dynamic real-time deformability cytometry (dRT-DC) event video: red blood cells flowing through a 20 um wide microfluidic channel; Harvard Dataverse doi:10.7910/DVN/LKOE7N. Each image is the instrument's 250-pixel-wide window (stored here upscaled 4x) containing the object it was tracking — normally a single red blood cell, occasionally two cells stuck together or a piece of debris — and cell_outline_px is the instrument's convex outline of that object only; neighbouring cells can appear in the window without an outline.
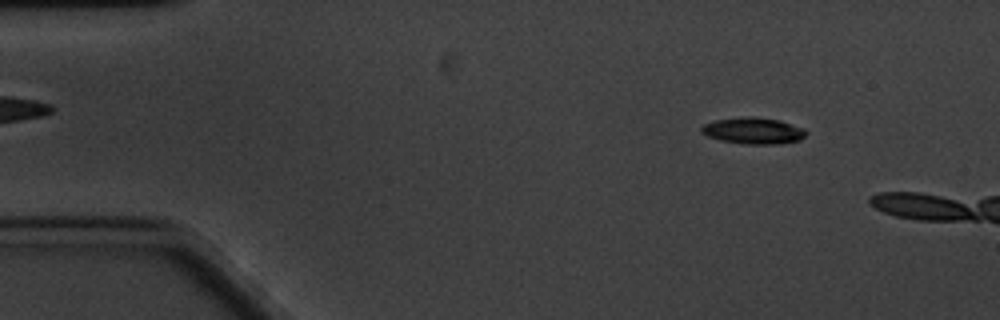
{"species": "common noctule bat (a hibernating species)", "species_latin": "Nyctalus noctula", "temperature_condition": "cold", "stored_images_in_passage": 16, "camera_frame_rate_fps": 3000, "um_per_image_px": 0.085, "animal": {"sex": "male", "body_mass_g": 20.1, "forearm_length_mm": 53.5}, "frame": {"image": 1, "passage_image": 7, "time_ms": 2.0, "image_size_px": [1000, 320], "cell_outline_px": [[808, 132], [800, 140], [772, 144], [744, 144], [720, 140], [708, 136], [700, 132], [700, 128], [704, 124], [716, 120], [744, 116], [752, 116], [780, 120], [804, 128]], "centroid_in_image_um": [64.02, 11.1], "position_along_channel_um": 21.0, "area_um2": 16.13}}